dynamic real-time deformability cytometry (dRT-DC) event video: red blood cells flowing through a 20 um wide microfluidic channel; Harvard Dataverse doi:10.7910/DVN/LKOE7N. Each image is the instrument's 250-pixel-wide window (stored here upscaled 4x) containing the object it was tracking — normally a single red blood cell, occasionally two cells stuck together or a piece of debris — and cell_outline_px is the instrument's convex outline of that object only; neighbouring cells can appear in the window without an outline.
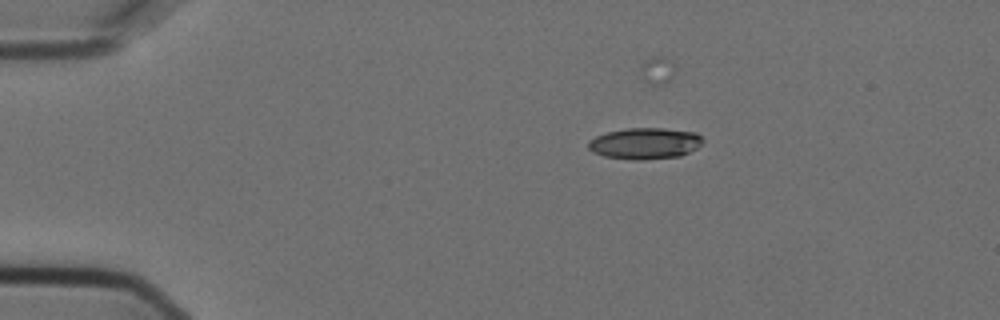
{"species": "Egyptian fruit bat (a non-hibernating species)", "species_latin": "Rousettus aegyptiacus", "temperature_condition": "cold", "stored_images_in_passage": 5, "camera_frame_rate_fps": 3000, "um_per_image_px": 0.085, "animal": {"sex": "female"}, "frame": {"image": 1, "passage_image": 1, "time_ms": 0.0, "image_size_px": [1000, 320], "cell_outline_px": [[704, 140], [696, 148], [680, 156], [644, 160], [636, 160], [604, 156], [592, 152], [588, 148], [588, 140], [596, 136], [608, 132], [628, 128], [664, 128], [696, 132]], "centroid_in_image_um": [54.81, 12.19], "position_along_channel_um": 30.2, "area_um2": 20.87}}